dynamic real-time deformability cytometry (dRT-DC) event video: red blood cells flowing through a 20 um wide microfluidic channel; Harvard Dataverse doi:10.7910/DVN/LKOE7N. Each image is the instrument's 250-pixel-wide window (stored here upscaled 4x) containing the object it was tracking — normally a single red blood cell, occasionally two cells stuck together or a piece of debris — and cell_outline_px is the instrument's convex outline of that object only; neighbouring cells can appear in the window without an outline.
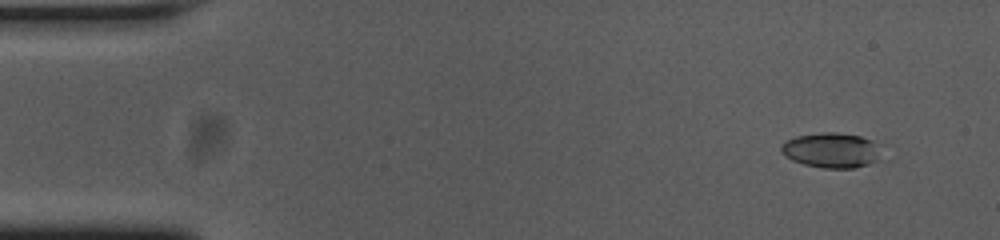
{"species": "common noctule bat (a hibernating species)", "species_latin": "Nyctalus noctula", "temperature_condition": "cold", "stored_images_in_passage": 51, "camera_frame_rate_fps": 3000, "um_per_image_px": 0.085, "animal": {"sex": "female", "body_mass_g": 23.0, "forearm_length_mm": 53.4}, "frame": {"image": 1, "passage_image": 1, "time_ms": 0.0, "image_size_px": [1000, 240], "cell_outline_px": [[896, 156], [892, 160], [852, 168], [824, 168], [804, 164], [792, 160], [780, 152], [780, 144], [784, 140], [796, 136], [824, 132], [836, 132], [860, 136], [892, 144]], "centroid_in_image_um": [71.1, 12.78], "position_along_channel_um": 13.9, "area_um2": 22.95}}
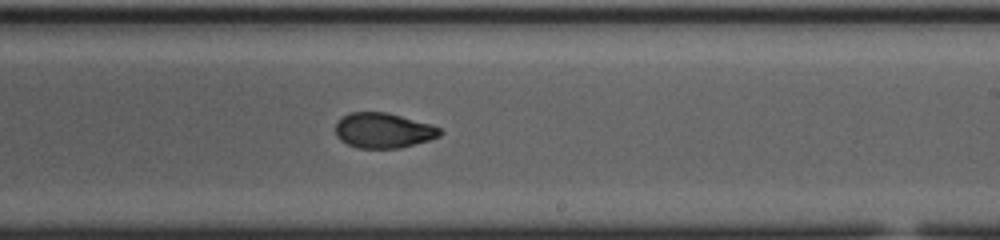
{"frame": {"image": 2, "passage_image": 29, "time_ms": 9.333, "image_size_px": [1000, 240], "cell_outline_px": [[444, 132], [440, 136], [428, 140], [400, 148], [356, 148], [340, 140], [336, 136], [336, 120], [348, 112], [388, 112], [432, 124], [440, 128]], "centroid_in_image_um": [32.58, 11.08], "position_along_channel_um": 256.4, "area_um2": 21.68}}
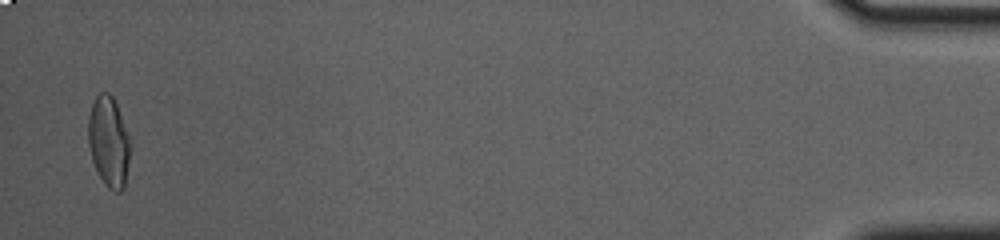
{"frame": {"image": 3, "passage_image": 50, "time_ms": 16.333, "image_size_px": [1000, 240], "cell_outline_px": [[128, 160], [124, 188], [120, 192], [116, 192], [108, 188], [100, 176], [92, 160], [88, 144], [88, 116], [92, 104], [96, 96], [100, 92], [108, 92], [112, 96], [116, 104], [128, 136]], "centroid_in_image_um": [9.2, 12.03], "position_along_channel_um": 426.0, "area_um2": 21.56}}